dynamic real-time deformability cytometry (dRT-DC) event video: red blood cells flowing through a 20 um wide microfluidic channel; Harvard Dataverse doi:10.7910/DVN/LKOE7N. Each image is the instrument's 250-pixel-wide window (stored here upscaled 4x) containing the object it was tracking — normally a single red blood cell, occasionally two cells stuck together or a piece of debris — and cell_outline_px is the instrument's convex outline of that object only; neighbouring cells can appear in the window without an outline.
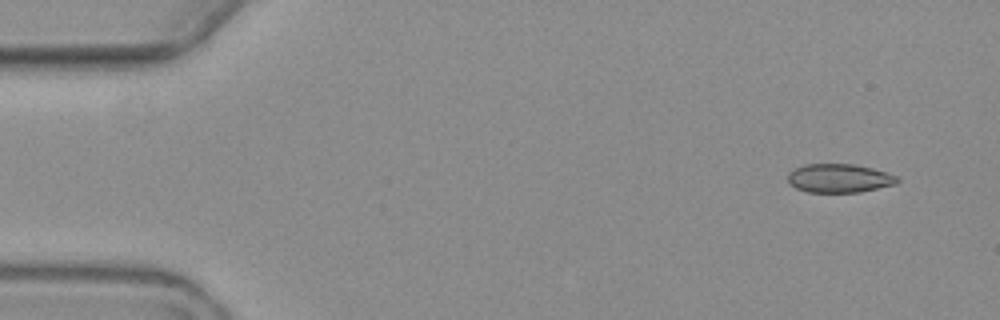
{"species": "common noctule bat (a hibernating species)", "species_latin": "Nyctalus noctula", "temperature_condition": "warm", "stored_images_in_passage": 4, "camera_frame_rate_fps": 3000, "um_per_image_px": 0.085, "animal": {"sex": "female", "body_mass_g": 19.3, "forearm_length_mm": 54.1}, "frame": {"image": 1, "passage_image": 1, "time_ms": 0.0, "image_size_px": [1000, 320], "cell_outline_px": [[900, 180], [896, 184], [860, 192], [808, 192], [796, 188], [788, 184], [788, 172], [804, 164], [852, 164], [872, 168], [888, 172], [900, 176]], "centroid_in_image_um": [71.36, 15.15], "position_along_channel_um": 13.6, "area_um2": 18.5}}
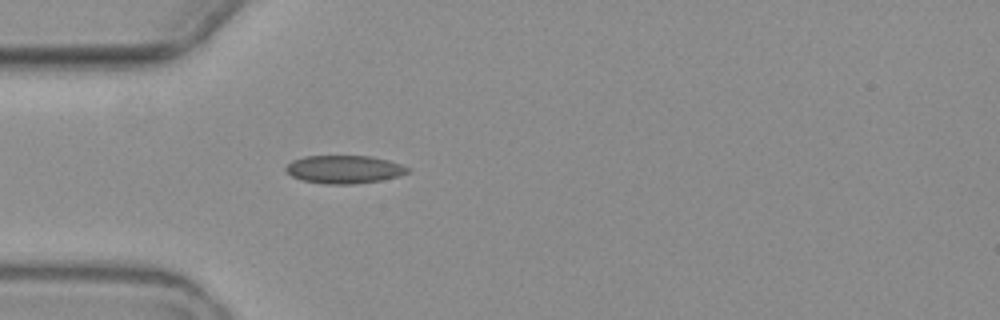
{"frame": {"image": 2, "passage_image": 4, "time_ms": 4.333, "image_size_px": [1000, 320], "cell_outline_px": [[412, 168], [408, 172], [396, 176], [380, 180], [352, 184], [324, 184], [304, 180], [292, 176], [284, 172], [284, 168], [292, 160], [304, 156], [372, 156], [388, 160]], "centroid_in_image_um": [29.22, 14.39], "position_along_channel_um": 55.8, "area_um2": 19.88}}